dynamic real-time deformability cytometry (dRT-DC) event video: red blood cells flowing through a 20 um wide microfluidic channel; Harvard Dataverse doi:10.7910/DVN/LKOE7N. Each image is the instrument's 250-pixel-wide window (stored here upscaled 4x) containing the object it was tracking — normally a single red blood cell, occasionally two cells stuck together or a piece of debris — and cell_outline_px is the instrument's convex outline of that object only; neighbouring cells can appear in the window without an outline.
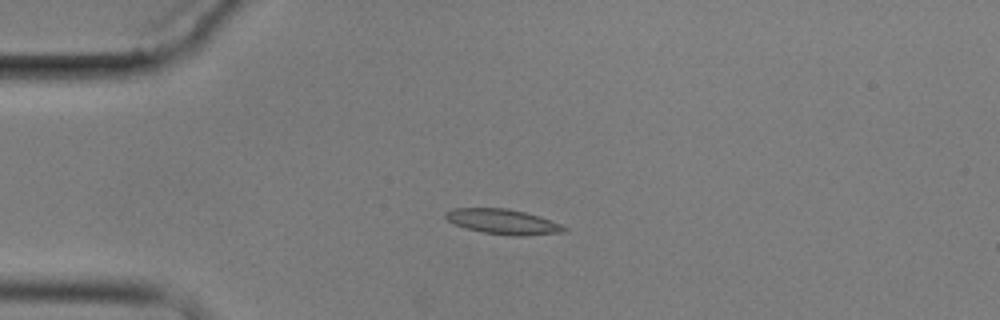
{"species": "common noctule bat (a hibernating species)", "species_latin": "Nyctalus noctula", "temperature_condition": "cold", "stored_images_in_passage": 2, "camera_frame_rate_fps": 3000, "um_per_image_px": 0.085, "animal": {"sex": "male", "body_mass_g": 17.9}, "frame": {"image": 1, "passage_image": 1, "time_ms": 0.0, "image_size_px": [1000, 320], "cell_outline_px": [[568, 232], [520, 236], [512, 236], [484, 232], [468, 228], [456, 224], [448, 220], [444, 216], [444, 212], [452, 208], [508, 208], [540, 216], [560, 224], [568, 228]], "centroid_in_image_um": [42.79, 18.84], "position_along_channel_um": 42.2, "area_um2": 17.28}}